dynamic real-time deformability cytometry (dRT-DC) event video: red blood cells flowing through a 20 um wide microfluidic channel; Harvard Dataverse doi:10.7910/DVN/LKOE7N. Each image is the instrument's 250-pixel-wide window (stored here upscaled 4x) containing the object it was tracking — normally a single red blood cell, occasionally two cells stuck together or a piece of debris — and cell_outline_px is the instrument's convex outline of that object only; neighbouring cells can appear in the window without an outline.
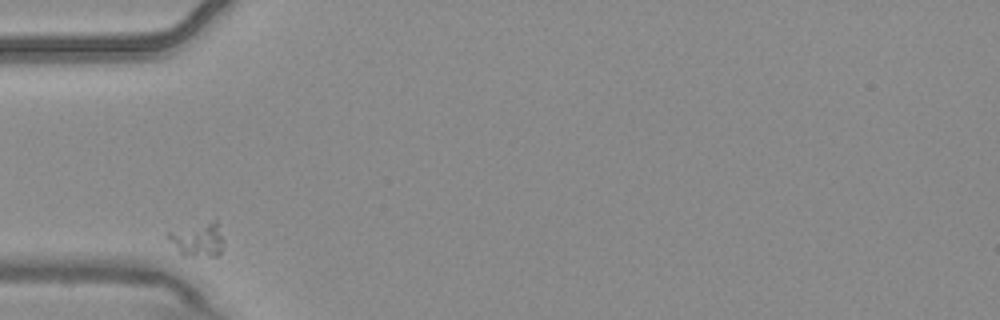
{"species": "common noctule bat (a hibernating species)", "species_latin": "Nyctalus noctula", "temperature_condition": "warm", "stored_images_in_passage": 2, "camera_frame_rate_fps": 3000, "um_per_image_px": 0.085, "animal": {"sex": "male", "body_mass_g": 20.4}, "frame": {"image": 1, "passage_image": 1, "time_ms": 0.0, "image_size_px": [1000, 320], "cell_outline_px": [[224, 240], [220, 256], [184, 256], [180, 252], [164, 232], [212, 220], [216, 220]], "centroid_in_image_um": [16.85, 20.35], "position_along_channel_um": 68.2, "area_um2": 11.04}}